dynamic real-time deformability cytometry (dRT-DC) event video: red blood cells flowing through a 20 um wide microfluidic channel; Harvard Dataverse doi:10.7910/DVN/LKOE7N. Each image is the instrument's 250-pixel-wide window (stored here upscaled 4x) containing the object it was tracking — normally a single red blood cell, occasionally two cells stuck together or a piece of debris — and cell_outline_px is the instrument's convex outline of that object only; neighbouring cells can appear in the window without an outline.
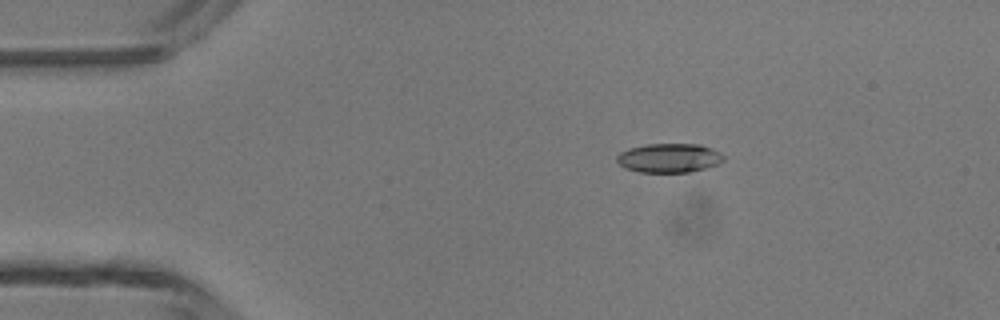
{"species": "common noctule bat (a hibernating species)", "species_latin": "Nyctalus noctula", "temperature_condition": "room temperature", "stored_images_in_passage": 15, "camera_frame_rate_fps": 3000, "um_per_image_px": 0.085, "animal": {"sex": "male", "body_mass_g": 13.3}, "frame": {"image": 1, "passage_image": 9, "time_ms": 2.667, "image_size_px": [1000, 320], "cell_outline_px": [[724, 160], [716, 164], [704, 168], [688, 172], [640, 172], [624, 168], [616, 160], [616, 156], [620, 152], [628, 148], [648, 144], [700, 144], [712, 148], [720, 152], [724, 156]], "centroid_in_image_um": [56.85, 13.42], "position_along_channel_um": 28.1, "area_um2": 18.09}}